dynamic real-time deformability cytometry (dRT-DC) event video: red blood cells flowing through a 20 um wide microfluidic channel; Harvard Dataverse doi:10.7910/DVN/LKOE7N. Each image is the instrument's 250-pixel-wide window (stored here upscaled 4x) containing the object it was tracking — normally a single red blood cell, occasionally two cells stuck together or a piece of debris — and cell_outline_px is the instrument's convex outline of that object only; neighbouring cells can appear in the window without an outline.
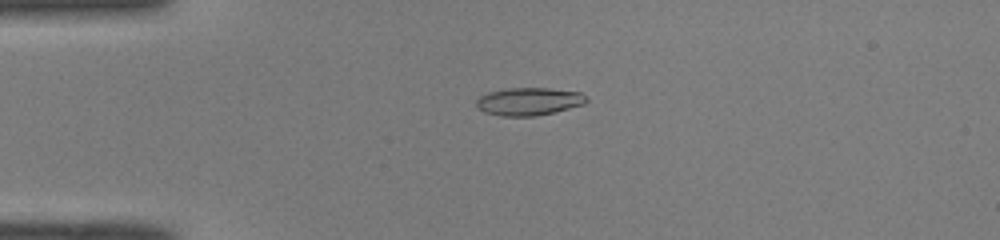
{"species": "common noctule bat (a hibernating species)", "species_latin": "Nyctalus noctula", "temperature_condition": "room temperature", "stored_images_in_passage": 47, "camera_frame_rate_fps": 3000, "um_per_image_px": 0.085, "animal": {"sex": "male", "body_mass_g": 19.0, "forearm_length_mm": 50.8}, "frame": {"image": 1, "passage_image": 10, "time_ms": 3.0, "image_size_px": [1000, 240], "cell_outline_px": [[588, 100], [584, 104], [536, 116], [500, 116], [484, 112], [476, 108], [476, 100], [480, 96], [488, 92], [508, 88], [548, 88], [580, 92], [588, 96]], "centroid_in_image_um": [44.93, 8.62], "position_along_channel_um": 40.1, "area_um2": 17.86}}
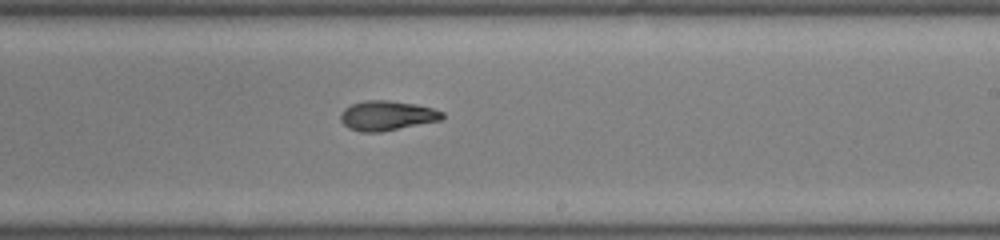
{"frame": {"image": 2, "passage_image": 28, "time_ms": 9.0, "image_size_px": [1000, 240], "cell_outline_px": [[444, 116], [440, 120], [380, 132], [360, 132], [348, 128], [340, 120], [340, 112], [344, 108], [352, 104], [364, 100], [388, 100], [416, 104], [432, 108], [444, 112]], "centroid_in_image_um": [32.85, 9.82], "position_along_channel_um": 256.1, "area_um2": 17.63}}
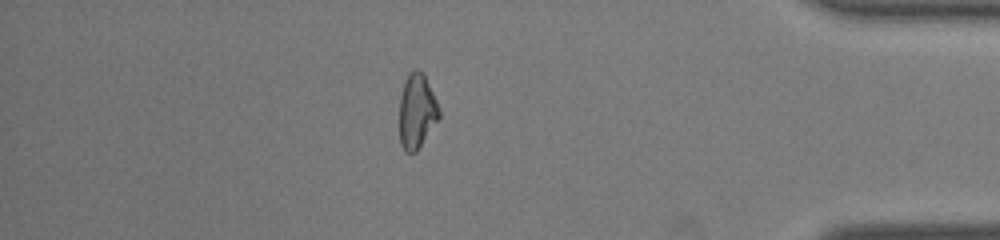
{"frame": {"image": 3, "passage_image": 41, "time_ms": 13.333, "image_size_px": [1000, 240], "cell_outline_px": [[440, 116], [416, 152], [404, 152], [400, 144], [400, 96], [404, 80], [408, 72], [416, 68], [420, 68], [424, 72], [440, 108]], "centroid_in_image_um": [35.43, 9.39], "position_along_channel_um": 399.8, "area_um2": 17.51}, "authors_computed_cell_mechanics": {"area_um2": 17.5712, "velocity_mm_per_s": 4.111, "shape_relaxation_time_tau1_ms": 7.2256, "shape_relaxation_time_tau2_ms": 4.4583, "deformation_change_tau1": 0.2247, "deformation_change_tau2": 0.0972}}